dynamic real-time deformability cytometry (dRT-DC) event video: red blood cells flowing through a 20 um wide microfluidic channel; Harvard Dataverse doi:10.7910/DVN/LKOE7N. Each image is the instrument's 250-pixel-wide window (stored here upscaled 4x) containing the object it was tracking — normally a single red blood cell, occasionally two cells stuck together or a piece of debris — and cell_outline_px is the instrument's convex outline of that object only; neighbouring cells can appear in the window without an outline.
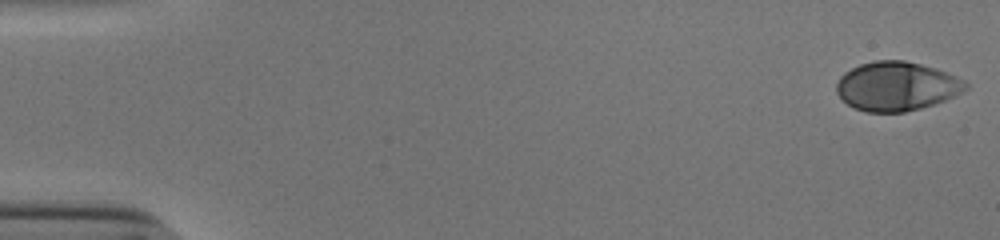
{"species": "human", "species_latin": "Homo sapiens", "temperature_condition": "cold", "stored_images_in_passage": 53, "camera_frame_rate_fps": 3000, "um_per_image_px": 0.085, "donor": {"sex": "male"}, "frame": {"image": 1, "passage_image": 1, "time_ms": 0.0, "image_size_px": [1000, 240], "cell_outline_px": [[968, 88], [956, 96], [920, 108], [904, 112], [864, 112], [848, 104], [836, 92], [836, 84], [840, 76], [844, 72], [860, 64], [876, 60], [904, 60], [936, 68], [956, 76], [964, 80], [968, 84]], "centroid_in_image_um": [76.21, 7.32], "position_along_channel_um": 8.8, "area_um2": 36.88}}
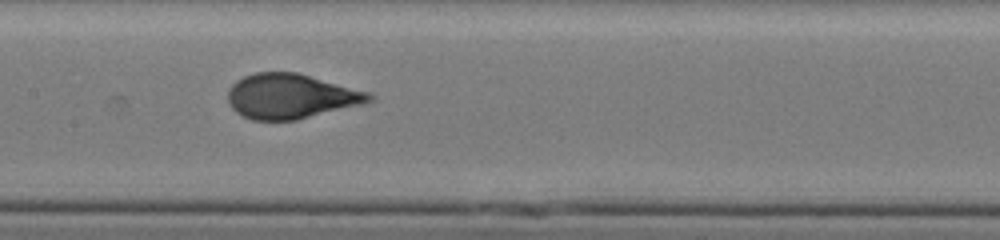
{"frame": {"image": 2, "passage_image": 27, "time_ms": 8.667, "image_size_px": [1000, 240], "cell_outline_px": [[376, 96], [372, 100], [360, 104], [296, 120], [252, 120], [236, 112], [228, 104], [228, 88], [236, 80], [244, 76], [256, 72], [296, 72], [368, 92]], "centroid_in_image_um": [24.67, 8.18], "position_along_channel_um": 182.7, "area_um2": 36.59}}
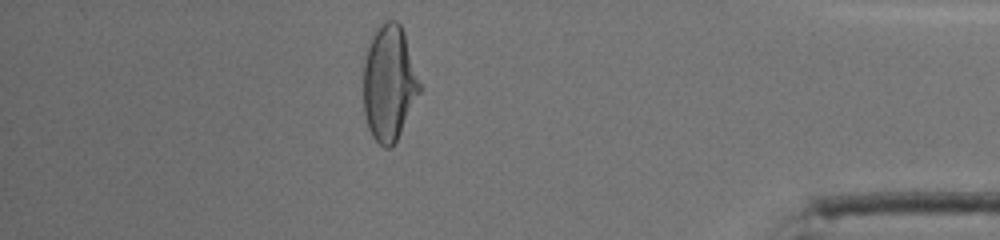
{"frame": {"image": 3, "passage_image": 47, "time_ms": 15.333, "image_size_px": [1000, 240], "cell_outline_px": [[424, 88], [392, 148], [384, 148], [372, 136], [368, 128], [364, 116], [364, 60], [368, 44], [372, 32], [384, 20], [396, 20], [400, 24], [404, 32]], "centroid_in_image_um": [33.1, 7.04], "position_along_channel_um": 402.1, "area_um2": 38.78}, "authors_computed_cell_mechanics": {"area_um2": 36.8764, "velocity_mm_per_s": 3.8449, "shape_relaxation_time_tau1_ms": 5.0431, "shape_relaxation_time_tau2_ms": null, "deformation_change_tau1": 0.2312, "deformation_change_tau2": null}}